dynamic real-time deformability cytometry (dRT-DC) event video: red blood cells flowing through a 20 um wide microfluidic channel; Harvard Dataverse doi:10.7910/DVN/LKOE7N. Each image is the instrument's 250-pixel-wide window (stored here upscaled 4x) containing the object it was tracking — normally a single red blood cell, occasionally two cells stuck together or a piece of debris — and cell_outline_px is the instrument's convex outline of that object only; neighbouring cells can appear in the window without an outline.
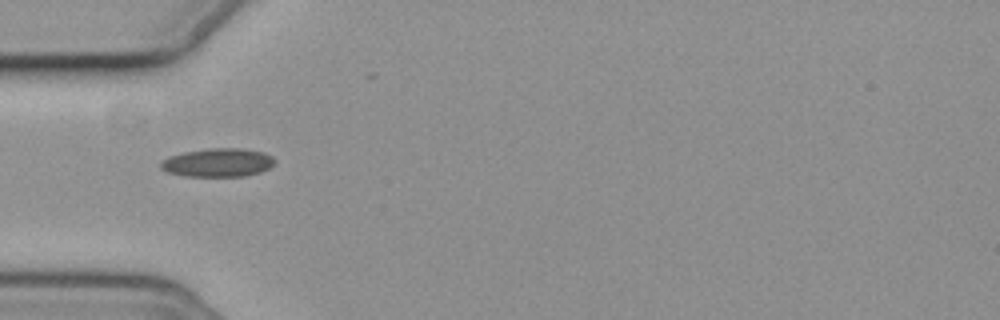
{"species": "common noctule bat (a hibernating species)", "species_latin": "Nyctalus noctula", "temperature_condition": "cold", "stored_images_in_passage": 15, "camera_frame_rate_fps": 3000, "um_per_image_px": 0.085, "animal": {"sex": "female", "body_mass_g": 19.3, "forearm_length_mm": 54.1}, "frame": {"image": 1, "passage_image": 1, "time_ms": 0.0, "image_size_px": [1000, 320], "cell_outline_px": [[276, 160], [268, 168], [260, 172], [244, 176], [184, 176], [168, 172], [160, 168], [160, 164], [168, 156], [184, 152], [212, 148], [240, 148], [264, 152], [272, 156]], "centroid_in_image_um": [18.52, 13.82], "position_along_channel_um": 66.5, "area_um2": 18.84}}
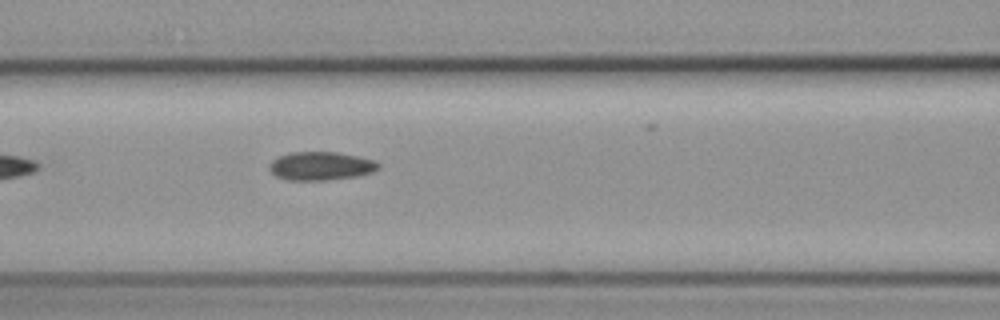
{"frame": {"image": 2, "passage_image": 7, "time_ms": 2.0, "image_size_px": [1000, 320], "cell_outline_px": [[380, 168], [372, 172], [356, 176], [324, 180], [288, 180], [276, 176], [268, 168], [268, 164], [272, 160], [288, 152], [336, 152], [376, 160], [380, 164]], "centroid_in_image_um": [27.26, 14.1], "position_along_channel_um": 139.3, "area_um2": 18.09}}
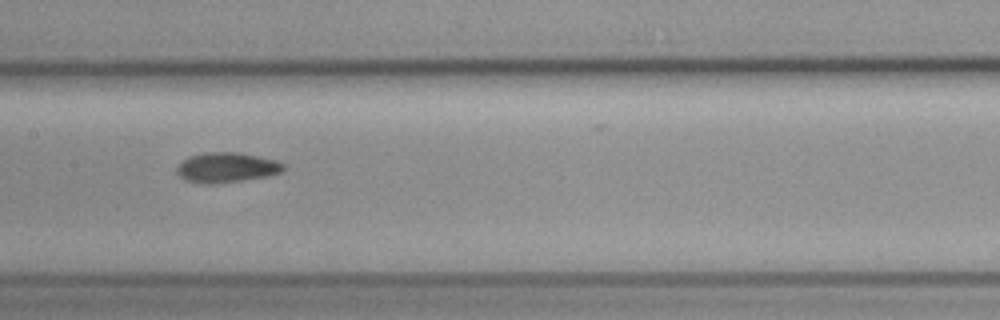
{"frame": {"image": 3, "passage_image": 11, "time_ms": 3.333, "image_size_px": [1000, 320], "cell_outline_px": [[284, 168], [280, 172], [268, 176], [212, 184], [204, 184], [184, 180], [176, 172], [176, 168], [188, 156], [208, 152], [236, 152], [256, 156], [272, 160], [284, 164]], "centroid_in_image_um": [19.2, 14.24], "position_along_channel_um": 188.2, "area_um2": 18.32}}